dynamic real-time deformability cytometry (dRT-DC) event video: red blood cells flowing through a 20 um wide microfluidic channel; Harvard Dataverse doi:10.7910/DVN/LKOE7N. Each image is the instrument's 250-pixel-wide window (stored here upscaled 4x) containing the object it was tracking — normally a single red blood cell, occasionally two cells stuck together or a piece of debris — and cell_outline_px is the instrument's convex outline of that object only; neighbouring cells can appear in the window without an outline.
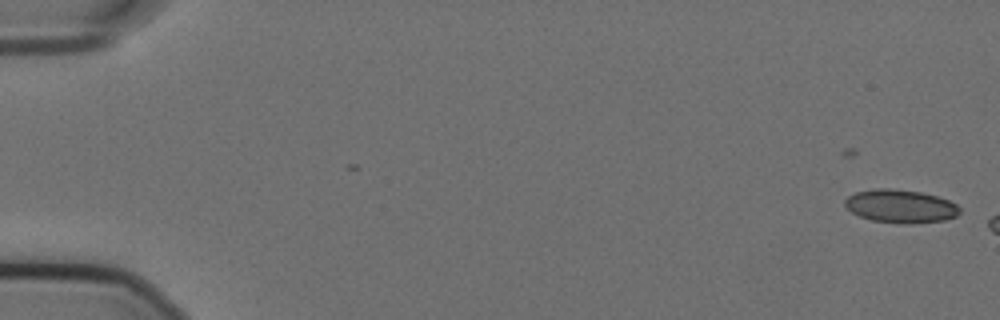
{"species": "Egyptian fruit bat (a non-hibernating species)", "species_latin": "Rousettus aegyptiacus", "temperature_condition": "cold", "stored_images_in_passage": 7, "camera_frame_rate_fps": 3000, "um_per_image_px": 0.085, "animal": {"sex": "female"}, "frame": {"image": 1, "passage_image": 1, "time_ms": 0.0, "image_size_px": [1000, 320], "cell_outline_px": [[960, 212], [956, 216], [944, 220], [912, 224], [872, 220], [860, 216], [852, 212], [844, 204], [844, 200], [848, 196], [856, 192], [876, 188], [888, 188], [920, 192], [936, 196], [948, 200], [956, 204], [960, 208]], "centroid_in_image_um": [76.55, 17.52], "position_along_channel_um": 8.5, "area_um2": 22.02}}